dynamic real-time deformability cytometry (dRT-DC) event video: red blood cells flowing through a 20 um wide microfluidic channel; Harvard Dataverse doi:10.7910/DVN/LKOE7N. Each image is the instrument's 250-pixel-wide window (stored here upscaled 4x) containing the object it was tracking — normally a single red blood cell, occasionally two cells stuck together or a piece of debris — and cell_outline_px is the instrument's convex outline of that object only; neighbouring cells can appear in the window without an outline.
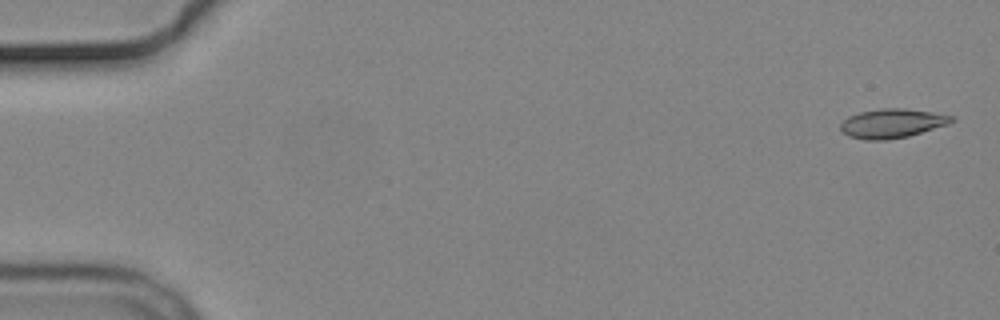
{"species": "common noctule bat (a hibernating species)", "species_latin": "Nyctalus noctula", "temperature_condition": "cold", "stored_images_in_passage": 7, "camera_frame_rate_fps": 3000, "um_per_image_px": 0.085, "animal": {"sex": "male", "body_mass_g": 19.2, "forearm_length_mm": 51.8}, "frame": {"image": 1, "passage_image": 1, "time_ms": 0.0, "image_size_px": [1000, 320], "cell_outline_px": [[956, 120], [948, 124], [908, 136], [888, 140], [864, 140], [848, 136], [840, 128], [840, 124], [848, 116], [860, 112], [880, 108], [904, 108], [932, 112], [956, 116]], "centroid_in_image_um": [75.84, 10.48], "position_along_channel_um": 9.2, "area_um2": 18.96}}
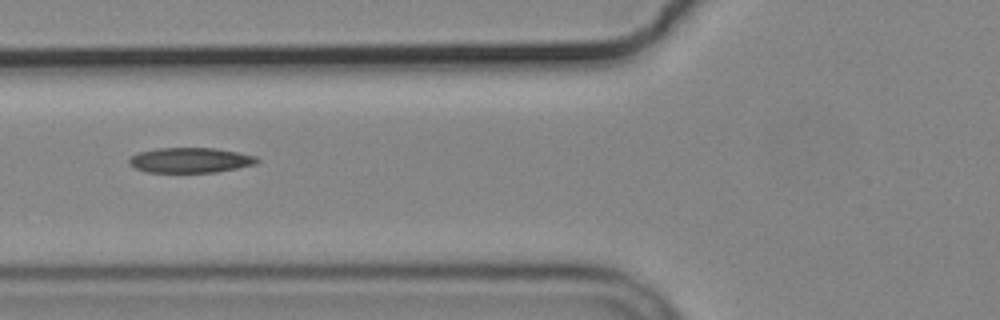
{"frame": {"image": 2, "passage_image": 6, "time_ms": 6.667, "image_size_px": [1000, 320], "cell_outline_px": [[260, 160], [256, 164], [216, 172], [144, 172], [128, 164], [128, 160], [132, 156], [140, 152], [156, 148], [216, 148], [256, 156]], "centroid_in_image_um": [16.16, 13.61], "position_along_channel_um": 109.6, "area_um2": 18.67}}
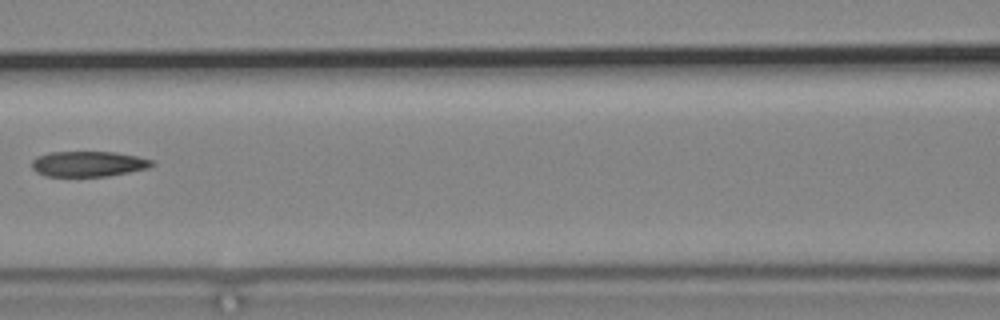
{"frame": {"image": 3, "passage_image": 7, "time_ms": 8.0, "image_size_px": [1000, 320], "cell_outline_px": [[156, 164], [148, 168], [108, 176], [44, 176], [36, 172], [32, 168], [32, 160], [36, 156], [48, 152], [116, 152], [156, 160]], "centroid_in_image_um": [7.52, 13.92], "position_along_channel_um": 159.1, "area_um2": 17.98}}